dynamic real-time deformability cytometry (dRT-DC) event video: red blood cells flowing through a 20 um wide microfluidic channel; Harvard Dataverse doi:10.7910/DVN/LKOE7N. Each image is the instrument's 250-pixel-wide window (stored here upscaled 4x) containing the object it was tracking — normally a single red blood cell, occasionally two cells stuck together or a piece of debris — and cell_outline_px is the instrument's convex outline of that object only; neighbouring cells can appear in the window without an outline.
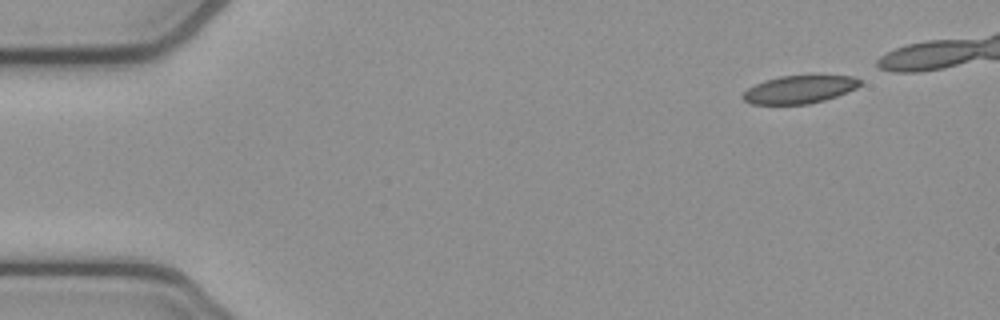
{"species": "common noctule bat (a hibernating species)", "species_latin": "Nyctalus noctula", "temperature_condition": "cold", "stored_images_in_passage": 6, "segment_of_instrument_passage": [1, 2], "camera_frame_rate_fps": 3000, "um_per_image_px": 0.085, "animal": {"sex": "female", "body_mass_g": 21.9}, "frame": {"image": 1, "passage_image": 1, "time_ms": 0.0, "image_size_px": [1000, 320], "cell_outline_px": [[860, 84], [856, 88], [836, 96], [824, 100], [808, 104], [748, 104], [740, 96], [748, 88], [764, 80], [780, 76], [852, 76], [860, 80]], "centroid_in_image_um": [67.89, 7.61], "position_along_channel_um": 17.1, "area_um2": 18.84}}
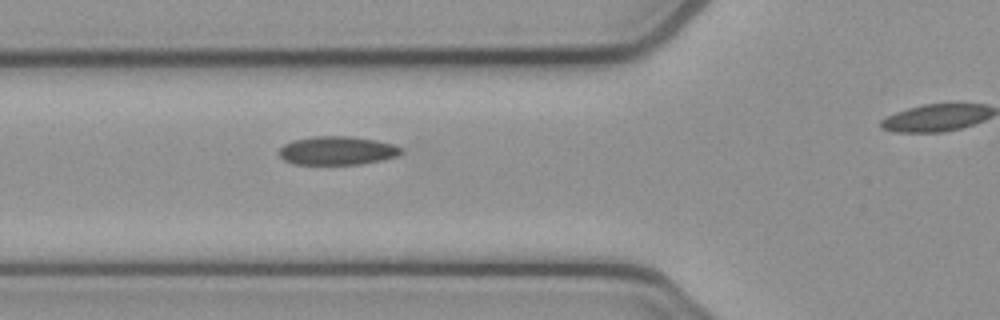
{"frame": {"image": 2, "passage_image": 5, "time_ms": 1.333, "image_size_px": [1000, 320], "cell_outline_px": [[404, 152], [396, 156], [384, 160], [360, 164], [292, 164], [284, 160], [280, 156], [280, 148], [284, 144], [292, 140], [312, 136], [348, 136], [376, 140], [392, 144], [400, 148]], "centroid_in_image_um": [28.65, 12.8], "position_along_channel_um": 97.2, "area_um2": 20.35}}